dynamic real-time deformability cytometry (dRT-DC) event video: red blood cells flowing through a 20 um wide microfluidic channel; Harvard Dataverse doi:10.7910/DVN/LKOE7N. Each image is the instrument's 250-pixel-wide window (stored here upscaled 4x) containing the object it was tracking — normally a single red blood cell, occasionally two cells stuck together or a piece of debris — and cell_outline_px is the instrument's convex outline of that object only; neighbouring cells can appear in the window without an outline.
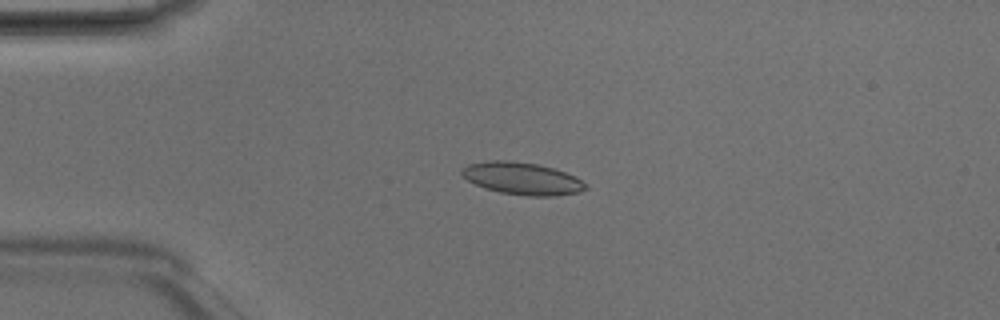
{"species": "Egyptian fruit bat (a non-hibernating species)", "species_latin": "Rousettus aegyptiacus", "temperature_condition": "room temperature", "stored_images_in_passage": 6, "camera_frame_rate_fps": 3000, "um_per_image_px": 0.085, "animal": {"sex": "male"}, "frame": {"image": 1, "passage_image": 4, "time_ms": 1.0, "image_size_px": [1000, 320], "cell_outline_px": [[588, 188], [580, 192], [556, 196], [528, 196], [500, 192], [484, 188], [468, 180], [460, 172], [460, 168], [468, 164], [488, 160], [508, 160], [536, 164], [552, 168], [576, 176], [588, 184]], "centroid_in_image_um": [44.4, 15.17], "position_along_channel_um": 40.6, "area_um2": 23.41}}